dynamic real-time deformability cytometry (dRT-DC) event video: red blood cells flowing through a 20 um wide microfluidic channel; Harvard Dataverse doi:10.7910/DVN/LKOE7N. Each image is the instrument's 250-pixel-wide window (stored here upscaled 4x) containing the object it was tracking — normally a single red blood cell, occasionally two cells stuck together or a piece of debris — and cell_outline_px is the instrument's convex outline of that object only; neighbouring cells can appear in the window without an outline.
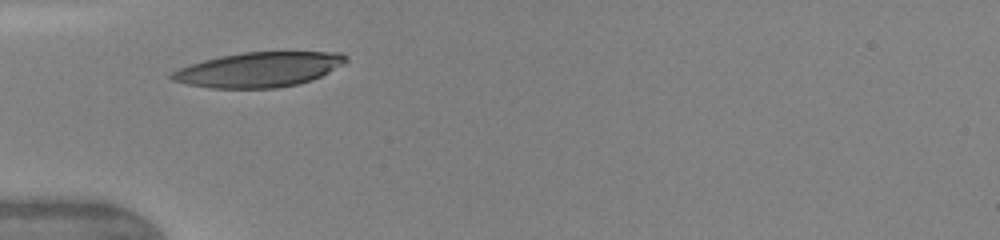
{"species": "human", "species_latin": "Homo sapiens", "temperature_condition": "warm", "stored_images_in_passage": 3, "camera_frame_rate_fps": 3000, "um_per_image_px": 0.085, "donor": {"sex": "female"}, "frame": {"image": 1, "passage_image": 2, "time_ms": 1.0, "image_size_px": [1000, 240], "cell_outline_px": [[348, 60], [344, 64], [312, 80], [296, 84], [276, 88], [208, 88], [188, 84], [172, 80], [168, 76], [168, 72], [204, 60], [220, 56], [244, 52], [340, 52], [348, 56]], "centroid_in_image_um": [21.99, 5.91], "position_along_channel_um": 63.0, "area_um2": 35.32}}